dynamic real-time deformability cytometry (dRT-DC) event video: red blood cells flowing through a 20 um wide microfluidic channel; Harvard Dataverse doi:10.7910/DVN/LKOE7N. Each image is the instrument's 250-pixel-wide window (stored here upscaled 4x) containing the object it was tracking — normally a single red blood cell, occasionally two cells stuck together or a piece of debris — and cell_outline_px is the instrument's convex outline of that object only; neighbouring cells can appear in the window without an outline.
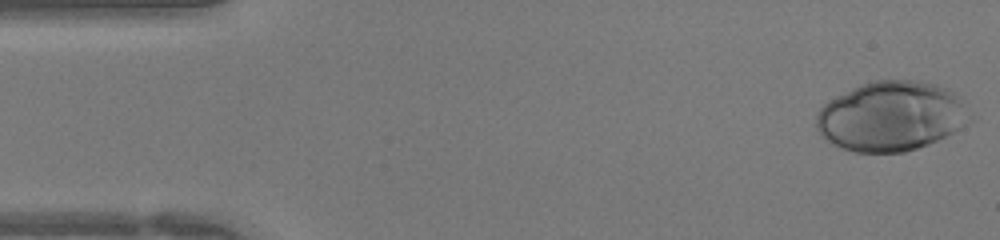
{"species": "human", "species_latin": "Homo sapiens", "temperature_condition": "warm", "stored_images_in_passage": 15, "camera_frame_rate_fps": 3000, "um_per_image_px": 0.085, "donor": {"sex": "female"}, "frame": {"image": 1, "passage_image": 1, "time_ms": 0.0, "image_size_px": [1000, 240], "cell_outline_px": [[960, 104], [956, 128], [952, 132], [928, 144], [904, 152], [856, 152], [840, 148], [832, 144], [820, 136], [816, 128], [816, 116], [820, 108], [828, 100], [860, 84], [872, 80], [916, 80], [936, 84], [948, 88], [956, 92]], "centroid_in_image_um": [75.54, 9.87], "position_along_channel_um": 9.5, "area_um2": 60.75}}
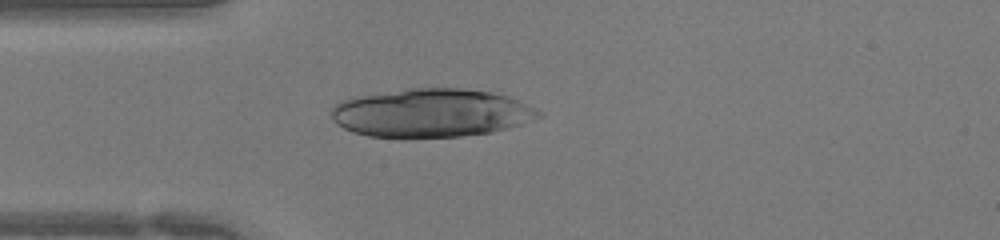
{"frame": {"image": 2, "passage_image": 11, "time_ms": 3.333, "image_size_px": [1000, 240], "cell_outline_px": [[544, 116], [508, 128], [492, 132], [460, 136], [408, 140], [404, 140], [368, 136], [352, 132], [336, 124], [332, 120], [332, 108], [340, 100], [356, 96], [408, 88], [460, 88], [492, 92], [508, 96], [536, 108]], "centroid_in_image_um": [36.61, 9.63], "position_along_channel_um": 48.4, "area_um2": 59.59}}
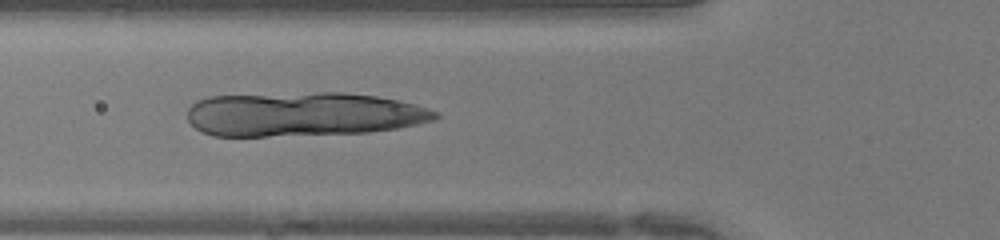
{"frame": {"image": 3, "passage_image": 15, "time_ms": 4.667, "image_size_px": [1000, 240], "cell_outline_px": [[440, 116], [436, 120], [420, 124], [400, 128], [368, 132], [268, 136], [212, 136], [200, 132], [188, 120], [188, 108], [196, 100], [208, 96], [320, 92], [344, 92], [376, 96], [400, 100], [416, 104], [440, 112]], "centroid_in_image_um": [25.81, 9.71], "position_along_channel_um": 100.0, "area_um2": 64.39}}